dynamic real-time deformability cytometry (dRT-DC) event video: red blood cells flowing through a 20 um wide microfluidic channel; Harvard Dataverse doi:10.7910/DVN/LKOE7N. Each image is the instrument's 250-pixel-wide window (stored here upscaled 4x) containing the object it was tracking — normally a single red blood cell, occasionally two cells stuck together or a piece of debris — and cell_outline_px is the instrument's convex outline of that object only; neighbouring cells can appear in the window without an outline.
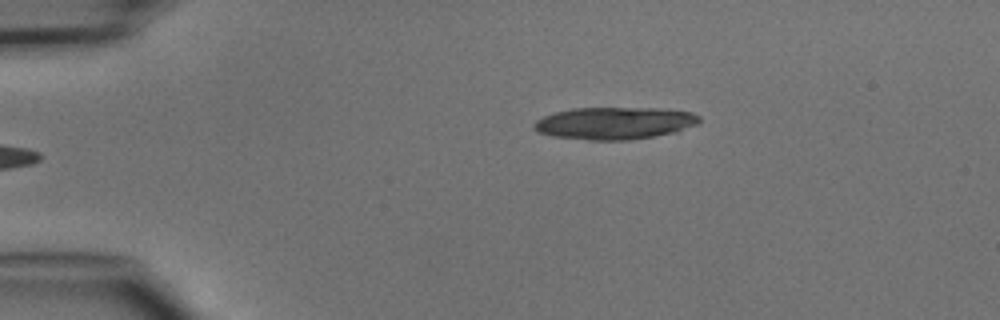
{"species": "common noctule bat (a hibernating species)", "species_latin": "Nyctalus noctula", "temperature_condition": "cold", "stored_images_in_passage": 5, "camera_frame_rate_fps": 3000, "um_per_image_px": 0.085, "animal": {"sex": "male", "body_mass_g": 15.6}, "frame": {"image": 1, "passage_image": 5, "time_ms": 4.667, "image_size_px": [1000, 320], "cell_outline_px": [[700, 120], [696, 124], [676, 132], [628, 140], [588, 140], [552, 136], [536, 132], [532, 128], [532, 124], [536, 120], [544, 116], [556, 112], [572, 108], [660, 108], [692, 112], [700, 116]], "centroid_in_image_um": [52.2, 10.46], "position_along_channel_um": 32.8, "area_um2": 31.15}}